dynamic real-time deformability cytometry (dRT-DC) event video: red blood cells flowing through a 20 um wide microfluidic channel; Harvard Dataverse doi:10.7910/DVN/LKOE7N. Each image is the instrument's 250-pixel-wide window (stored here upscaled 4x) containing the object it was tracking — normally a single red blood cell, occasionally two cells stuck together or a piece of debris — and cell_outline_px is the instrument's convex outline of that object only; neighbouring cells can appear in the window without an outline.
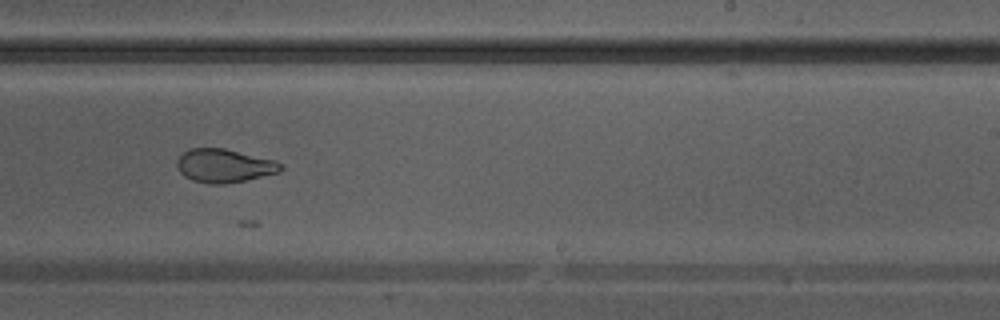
{"species": "Egyptian fruit bat (a non-hibernating species)", "species_latin": "Rousettus aegyptiacus", "temperature_condition": "warm", "stored_images_in_passage": 19, "camera_frame_rate_fps": 3000, "um_per_image_px": 0.085, "animal": {"sex": "male"}, "frame": {"image": 1, "passage_image": 14, "time_ms": 4.333, "image_size_px": [1000, 320], "cell_outline_px": [[284, 168], [280, 172], [244, 180], [224, 184], [208, 184], [192, 180], [184, 176], [180, 172], [176, 164], [176, 160], [184, 152], [192, 148], [224, 148], [276, 160], [284, 164]], "centroid_in_image_um": [19.08, 14.08], "position_along_channel_um": 269.9, "area_um2": 20.35}}